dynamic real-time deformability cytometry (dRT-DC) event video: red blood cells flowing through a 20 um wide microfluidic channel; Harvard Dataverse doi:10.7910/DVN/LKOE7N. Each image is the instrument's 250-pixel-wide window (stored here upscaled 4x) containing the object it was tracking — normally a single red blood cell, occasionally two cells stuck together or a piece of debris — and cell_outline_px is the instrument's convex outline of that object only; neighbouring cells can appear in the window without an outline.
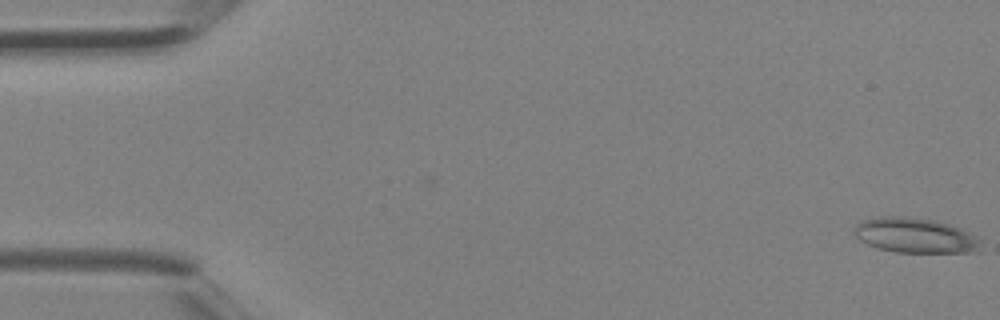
{"species": "Egyptian fruit bat (a non-hibernating species)", "species_latin": "Rousettus aegyptiacus", "temperature_condition": "room temperature", "stored_images_in_passage": 41, "camera_frame_rate_fps": 3000, "um_per_image_px": 0.085, "animal": {"sex": "female"}, "frame": {"image": 1, "passage_image": 1, "time_ms": 0.0, "image_size_px": [1000, 320], "cell_outline_px": [[980, 252], [896, 252], [876, 248], [860, 240], [852, 232], [856, 224], [860, 220], [880, 216], [912, 216], [932, 220], [948, 224], [960, 228], [968, 232], [980, 240]], "centroid_in_image_um": [77.74, 20.0], "position_along_channel_um": 7.3, "area_um2": 25.95}}
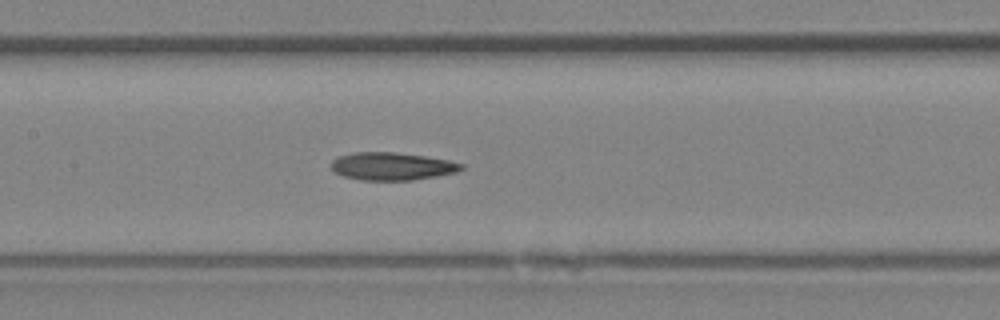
{"frame": {"image": 2, "passage_image": 20, "time_ms": 6.333, "image_size_px": [1000, 320], "cell_outline_px": [[464, 168], [456, 172], [436, 176], [412, 180], [364, 180], [344, 176], [336, 172], [332, 168], [332, 160], [340, 156], [356, 152], [396, 152], [424, 156], [448, 160], [464, 164]], "centroid_in_image_um": [33.35, 14.13], "position_along_channel_um": 174.1, "area_um2": 20.81}}
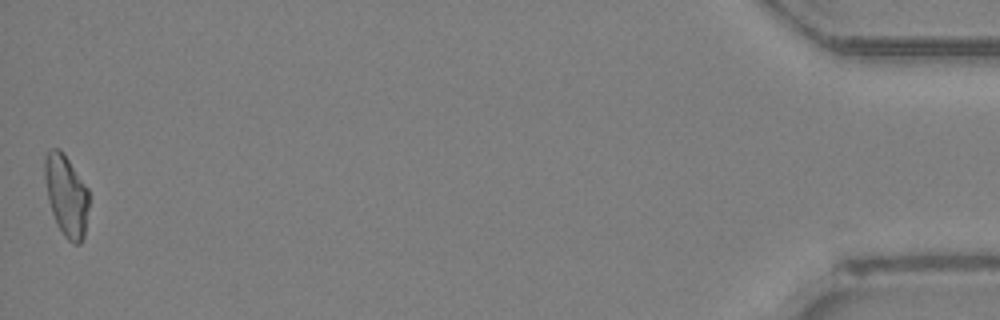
{"frame": {"image": 3, "passage_image": 41, "time_ms": 13.333, "image_size_px": [1000, 320], "cell_outline_px": [[88, 208], [84, 236], [80, 244], [72, 244], [64, 236], [56, 224], [48, 200], [44, 176], [44, 160], [48, 152], [52, 148], [60, 148], [64, 152], [88, 188]], "centroid_in_image_um": [5.63, 16.61], "position_along_channel_um": 429.6, "area_um2": 21.1}}